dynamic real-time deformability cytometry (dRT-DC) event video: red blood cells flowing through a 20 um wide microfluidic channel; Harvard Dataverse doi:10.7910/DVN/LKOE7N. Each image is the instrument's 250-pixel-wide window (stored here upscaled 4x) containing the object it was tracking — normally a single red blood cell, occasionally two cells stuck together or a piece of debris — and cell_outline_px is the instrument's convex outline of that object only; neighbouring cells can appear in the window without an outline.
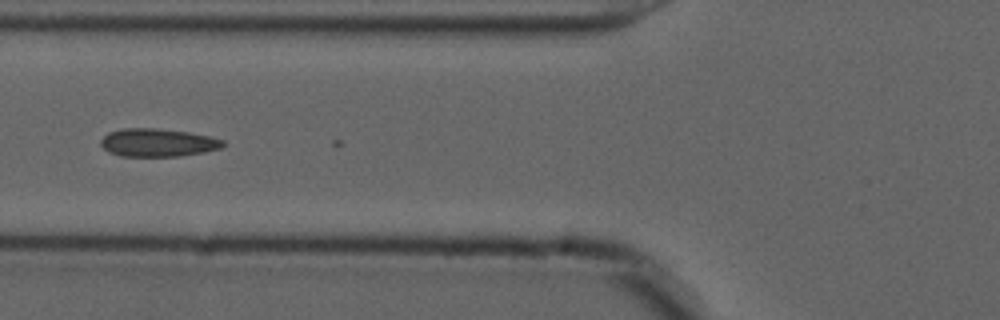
{"species": "common noctule bat (a hibernating species)", "species_latin": "Nyctalus noctula", "temperature_condition": "cold", "stored_images_in_passage": 5, "camera_frame_rate_fps": 3000, "um_per_image_px": 0.085, "animal": {"sex": "male", "forearm_length_mm": 52.5}, "frame": {"image": 1, "passage_image": 3, "time_ms": 0.667, "image_size_px": [1000, 320], "cell_outline_px": [[228, 144], [220, 148], [204, 152], [180, 156], [120, 156], [108, 152], [100, 144], [100, 140], [108, 132], [124, 128], [156, 128], [188, 132], [208, 136], [224, 140]], "centroid_in_image_um": [13.41, 12.12], "position_along_channel_um": 112.4, "area_um2": 20.06}}